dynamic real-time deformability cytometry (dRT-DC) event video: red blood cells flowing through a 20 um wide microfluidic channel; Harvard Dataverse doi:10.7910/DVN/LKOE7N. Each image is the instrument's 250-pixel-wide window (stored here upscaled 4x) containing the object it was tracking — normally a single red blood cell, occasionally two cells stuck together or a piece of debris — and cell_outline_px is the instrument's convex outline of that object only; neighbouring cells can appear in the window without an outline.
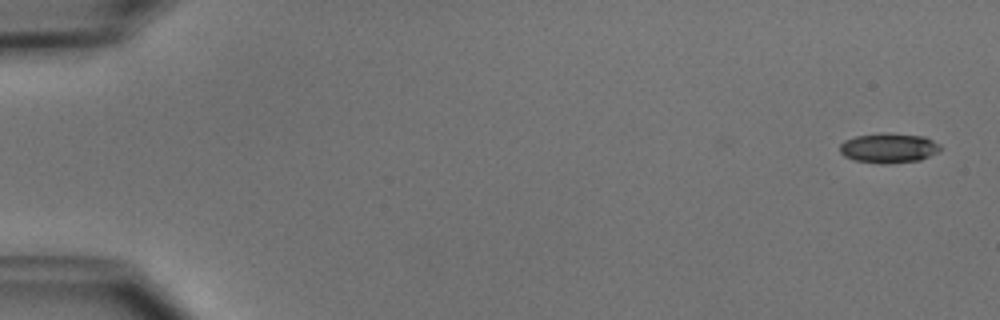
{"species": "common noctule bat (a hibernating species)", "species_latin": "Nyctalus noctula", "temperature_condition": "cold", "stored_images_in_passage": 2, "camera_frame_rate_fps": 3000, "um_per_image_px": 0.085, "animal": {"sex": "male", "body_mass_g": 15.6}, "frame": {"image": 1, "passage_image": 2, "time_ms": 1.333, "image_size_px": [1000, 320], "cell_outline_px": [[940, 152], [920, 160], [888, 164], [880, 164], [856, 160], [844, 156], [840, 152], [840, 144], [844, 140], [856, 136], [880, 132], [884, 132], [924, 136], [940, 144]], "centroid_in_image_um": [75.55, 12.58], "position_along_channel_um": 9.5, "area_um2": 17.69}}